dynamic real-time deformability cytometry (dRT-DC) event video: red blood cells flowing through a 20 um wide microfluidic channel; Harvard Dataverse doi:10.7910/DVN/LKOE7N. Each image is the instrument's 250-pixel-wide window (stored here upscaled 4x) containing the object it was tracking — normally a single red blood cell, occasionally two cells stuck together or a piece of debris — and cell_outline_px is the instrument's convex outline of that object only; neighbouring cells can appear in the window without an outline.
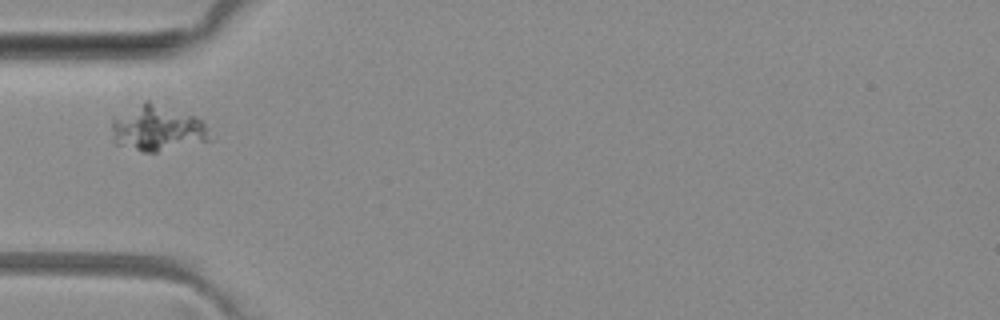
{"species": "common noctule bat (a hibernating species)", "species_latin": "Nyctalus noctula", "temperature_condition": "room temperature", "stored_images_in_passage": 2, "camera_frame_rate_fps": 3000, "um_per_image_px": 0.085, "animal": {"sex": "female", "body_mass_g": 29.2, "forearm_length_mm": 56.3}, "frame": {"image": 1, "passage_image": 1, "time_ms": 0.0, "image_size_px": [1000, 320], "cell_outline_px": [[216, 136], [212, 140], [156, 152], [144, 152], [116, 144], [112, 132], [112, 116], [144, 100], [148, 100], [196, 116]], "centroid_in_image_um": [13.4, 10.88], "position_along_channel_um": 71.6, "area_um2": 26.65}}
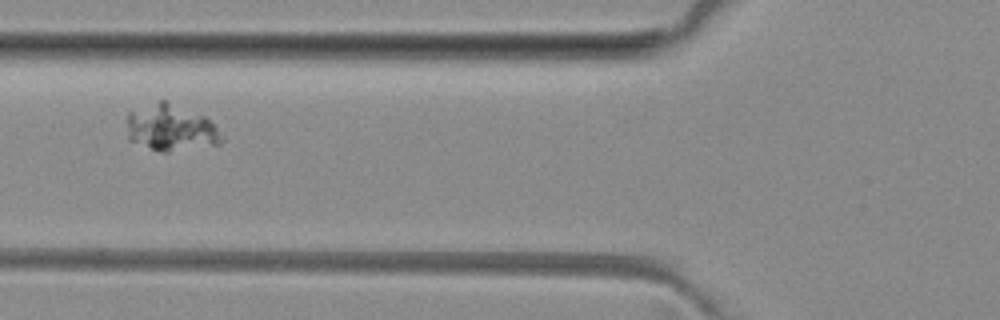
{"frame": {"image": 2, "passage_image": 2, "time_ms": 1.0, "image_size_px": [1000, 320], "cell_outline_px": [[224, 140], [220, 144], [168, 152], [160, 152], [128, 140], [128, 112], [160, 100], [164, 100], [204, 116], [216, 128]], "centroid_in_image_um": [14.5, 10.88], "position_along_channel_um": 111.3, "area_um2": 25.32}}